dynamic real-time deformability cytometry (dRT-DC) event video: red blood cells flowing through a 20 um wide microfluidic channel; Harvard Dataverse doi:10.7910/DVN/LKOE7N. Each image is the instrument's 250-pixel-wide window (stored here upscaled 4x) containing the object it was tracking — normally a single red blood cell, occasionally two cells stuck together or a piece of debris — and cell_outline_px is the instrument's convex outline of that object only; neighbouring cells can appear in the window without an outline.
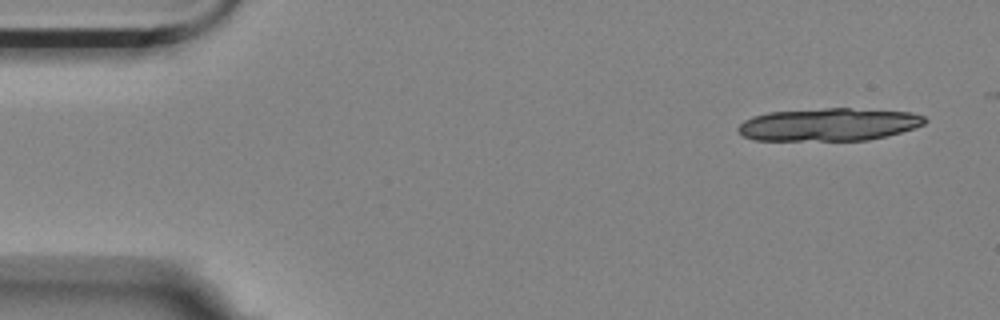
{"species": "Egyptian fruit bat (a non-hibernating species)", "species_latin": "Rousettus aegyptiacus", "temperature_condition": "room temperature", "stored_images_in_passage": 8, "camera_frame_rate_fps": 3000, "um_per_image_px": 0.085, "animal": {"sex": "female"}, "frame": {"image": 1, "passage_image": 1, "time_ms": 0.0, "image_size_px": [1000, 320], "cell_outline_px": [[928, 120], [924, 124], [900, 132], [868, 140], [752, 140], [744, 136], [736, 128], [744, 120], [752, 116], [768, 112], [824, 108], [848, 108], [912, 112], [924, 116]], "centroid_in_image_um": [70.42, 10.57], "position_along_channel_um": 14.6, "area_um2": 35.55}}
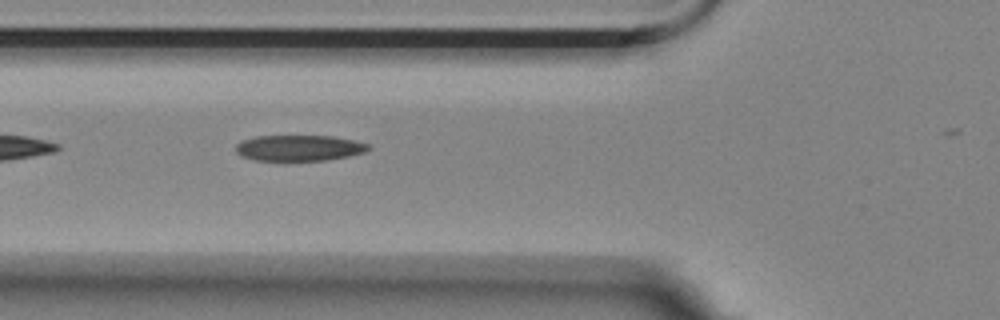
{"frame": {"image": 2, "passage_image": 6, "time_ms": 1.667, "image_size_px": [1000, 320], "cell_outline_px": [[372, 148], [364, 152], [348, 156], [324, 160], [256, 160], [240, 156], [236, 152], [236, 144], [244, 140], [256, 136], [332, 136], [372, 144]], "centroid_in_image_um": [25.44, 12.57], "position_along_channel_um": 100.4, "area_um2": 19.88}}
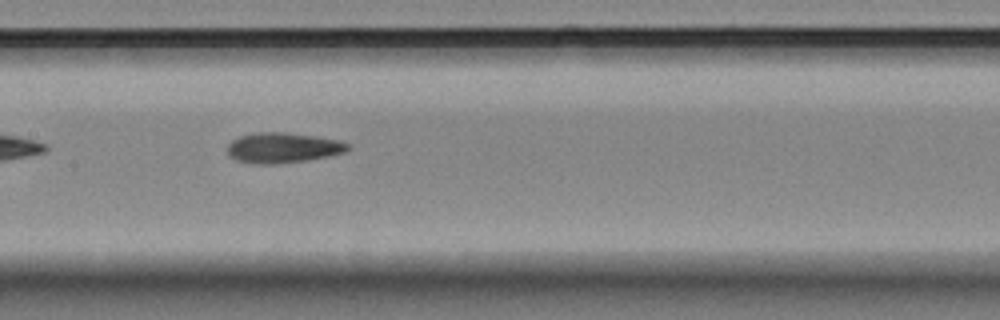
{"frame": {"image": 3, "passage_image": 8, "time_ms": 2.333, "image_size_px": [1000, 320], "cell_outline_px": [[352, 148], [344, 152], [328, 156], [304, 160], [276, 164], [256, 164], [236, 160], [228, 156], [228, 144], [232, 140], [240, 136], [256, 132], [284, 132], [340, 140], [352, 144]], "centroid_in_image_um": [24.05, 12.56], "position_along_channel_um": 183.4, "area_um2": 21.27}}